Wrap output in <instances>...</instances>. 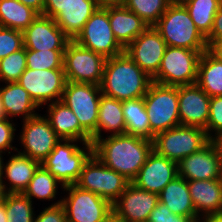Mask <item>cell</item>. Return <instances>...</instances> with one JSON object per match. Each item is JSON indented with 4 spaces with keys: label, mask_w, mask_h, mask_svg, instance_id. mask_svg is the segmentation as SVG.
<instances>
[{
    "label": "cell",
    "mask_w": 222,
    "mask_h": 222,
    "mask_svg": "<svg viewBox=\"0 0 222 222\" xmlns=\"http://www.w3.org/2000/svg\"><path fill=\"white\" fill-rule=\"evenodd\" d=\"M152 151V140L127 133L102 137L93 143V154L130 182L136 178Z\"/></svg>",
    "instance_id": "obj_1"
},
{
    "label": "cell",
    "mask_w": 222,
    "mask_h": 222,
    "mask_svg": "<svg viewBox=\"0 0 222 222\" xmlns=\"http://www.w3.org/2000/svg\"><path fill=\"white\" fill-rule=\"evenodd\" d=\"M152 78L148 76L124 51L106 59L101 92L120 101L142 98Z\"/></svg>",
    "instance_id": "obj_2"
},
{
    "label": "cell",
    "mask_w": 222,
    "mask_h": 222,
    "mask_svg": "<svg viewBox=\"0 0 222 222\" xmlns=\"http://www.w3.org/2000/svg\"><path fill=\"white\" fill-rule=\"evenodd\" d=\"M154 28L167 46L187 48L201 54L208 48L206 38L197 29L182 3H170Z\"/></svg>",
    "instance_id": "obj_3"
},
{
    "label": "cell",
    "mask_w": 222,
    "mask_h": 222,
    "mask_svg": "<svg viewBox=\"0 0 222 222\" xmlns=\"http://www.w3.org/2000/svg\"><path fill=\"white\" fill-rule=\"evenodd\" d=\"M77 142L80 141L61 139L41 162V165L63 186L76 184L84 164L93 155L92 143H83V147L80 148Z\"/></svg>",
    "instance_id": "obj_4"
},
{
    "label": "cell",
    "mask_w": 222,
    "mask_h": 222,
    "mask_svg": "<svg viewBox=\"0 0 222 222\" xmlns=\"http://www.w3.org/2000/svg\"><path fill=\"white\" fill-rule=\"evenodd\" d=\"M150 122V140L161 132L180 125L178 86L151 82L143 97Z\"/></svg>",
    "instance_id": "obj_5"
},
{
    "label": "cell",
    "mask_w": 222,
    "mask_h": 222,
    "mask_svg": "<svg viewBox=\"0 0 222 222\" xmlns=\"http://www.w3.org/2000/svg\"><path fill=\"white\" fill-rule=\"evenodd\" d=\"M209 142L210 138L205 129L179 125L158 133L153 140V150L179 163L186 156L201 150Z\"/></svg>",
    "instance_id": "obj_6"
},
{
    "label": "cell",
    "mask_w": 222,
    "mask_h": 222,
    "mask_svg": "<svg viewBox=\"0 0 222 222\" xmlns=\"http://www.w3.org/2000/svg\"><path fill=\"white\" fill-rule=\"evenodd\" d=\"M200 56L201 53L196 50L167 46L152 81L170 86L195 84Z\"/></svg>",
    "instance_id": "obj_7"
},
{
    "label": "cell",
    "mask_w": 222,
    "mask_h": 222,
    "mask_svg": "<svg viewBox=\"0 0 222 222\" xmlns=\"http://www.w3.org/2000/svg\"><path fill=\"white\" fill-rule=\"evenodd\" d=\"M68 196L62 198L67 222H107L112 216V205L91 191L76 184L63 187Z\"/></svg>",
    "instance_id": "obj_8"
},
{
    "label": "cell",
    "mask_w": 222,
    "mask_h": 222,
    "mask_svg": "<svg viewBox=\"0 0 222 222\" xmlns=\"http://www.w3.org/2000/svg\"><path fill=\"white\" fill-rule=\"evenodd\" d=\"M130 181L120 173L108 168L94 154L84 164L76 185L93 192L111 205L124 192Z\"/></svg>",
    "instance_id": "obj_9"
},
{
    "label": "cell",
    "mask_w": 222,
    "mask_h": 222,
    "mask_svg": "<svg viewBox=\"0 0 222 222\" xmlns=\"http://www.w3.org/2000/svg\"><path fill=\"white\" fill-rule=\"evenodd\" d=\"M106 58L71 40L64 51L66 81L101 85Z\"/></svg>",
    "instance_id": "obj_10"
},
{
    "label": "cell",
    "mask_w": 222,
    "mask_h": 222,
    "mask_svg": "<svg viewBox=\"0 0 222 222\" xmlns=\"http://www.w3.org/2000/svg\"><path fill=\"white\" fill-rule=\"evenodd\" d=\"M74 41L106 59L120 55L125 48L116 40L109 23L108 7L98 8Z\"/></svg>",
    "instance_id": "obj_11"
},
{
    "label": "cell",
    "mask_w": 222,
    "mask_h": 222,
    "mask_svg": "<svg viewBox=\"0 0 222 222\" xmlns=\"http://www.w3.org/2000/svg\"><path fill=\"white\" fill-rule=\"evenodd\" d=\"M100 85L67 81L61 101L77 116L80 125L92 135L97 128Z\"/></svg>",
    "instance_id": "obj_12"
},
{
    "label": "cell",
    "mask_w": 222,
    "mask_h": 222,
    "mask_svg": "<svg viewBox=\"0 0 222 222\" xmlns=\"http://www.w3.org/2000/svg\"><path fill=\"white\" fill-rule=\"evenodd\" d=\"M38 107L61 101L66 84L64 69L32 70L26 68L17 81Z\"/></svg>",
    "instance_id": "obj_13"
},
{
    "label": "cell",
    "mask_w": 222,
    "mask_h": 222,
    "mask_svg": "<svg viewBox=\"0 0 222 222\" xmlns=\"http://www.w3.org/2000/svg\"><path fill=\"white\" fill-rule=\"evenodd\" d=\"M19 139L24 150L18 151L17 149V152L40 163L61 140L52 129L48 119L40 114L23 121Z\"/></svg>",
    "instance_id": "obj_14"
},
{
    "label": "cell",
    "mask_w": 222,
    "mask_h": 222,
    "mask_svg": "<svg viewBox=\"0 0 222 222\" xmlns=\"http://www.w3.org/2000/svg\"><path fill=\"white\" fill-rule=\"evenodd\" d=\"M158 203V194L141 189L130 182L112 204V216L122 222H146Z\"/></svg>",
    "instance_id": "obj_15"
},
{
    "label": "cell",
    "mask_w": 222,
    "mask_h": 222,
    "mask_svg": "<svg viewBox=\"0 0 222 222\" xmlns=\"http://www.w3.org/2000/svg\"><path fill=\"white\" fill-rule=\"evenodd\" d=\"M167 44L160 33L149 26L126 48L127 55L151 78L160 68Z\"/></svg>",
    "instance_id": "obj_16"
},
{
    "label": "cell",
    "mask_w": 222,
    "mask_h": 222,
    "mask_svg": "<svg viewBox=\"0 0 222 222\" xmlns=\"http://www.w3.org/2000/svg\"><path fill=\"white\" fill-rule=\"evenodd\" d=\"M24 47L34 51L65 50L71 39L54 19L38 15L23 31Z\"/></svg>",
    "instance_id": "obj_17"
},
{
    "label": "cell",
    "mask_w": 222,
    "mask_h": 222,
    "mask_svg": "<svg viewBox=\"0 0 222 222\" xmlns=\"http://www.w3.org/2000/svg\"><path fill=\"white\" fill-rule=\"evenodd\" d=\"M180 125L206 129L210 97L195 83L178 86Z\"/></svg>",
    "instance_id": "obj_18"
},
{
    "label": "cell",
    "mask_w": 222,
    "mask_h": 222,
    "mask_svg": "<svg viewBox=\"0 0 222 222\" xmlns=\"http://www.w3.org/2000/svg\"><path fill=\"white\" fill-rule=\"evenodd\" d=\"M177 176L178 163L153 150L132 183L141 189L159 194Z\"/></svg>",
    "instance_id": "obj_19"
},
{
    "label": "cell",
    "mask_w": 222,
    "mask_h": 222,
    "mask_svg": "<svg viewBox=\"0 0 222 222\" xmlns=\"http://www.w3.org/2000/svg\"><path fill=\"white\" fill-rule=\"evenodd\" d=\"M178 176L187 181L222 179V169L216 151L209 142L201 150L178 163Z\"/></svg>",
    "instance_id": "obj_20"
},
{
    "label": "cell",
    "mask_w": 222,
    "mask_h": 222,
    "mask_svg": "<svg viewBox=\"0 0 222 222\" xmlns=\"http://www.w3.org/2000/svg\"><path fill=\"white\" fill-rule=\"evenodd\" d=\"M45 117L55 133L64 140L91 143V135L80 125L77 116L62 101L49 103Z\"/></svg>",
    "instance_id": "obj_21"
},
{
    "label": "cell",
    "mask_w": 222,
    "mask_h": 222,
    "mask_svg": "<svg viewBox=\"0 0 222 222\" xmlns=\"http://www.w3.org/2000/svg\"><path fill=\"white\" fill-rule=\"evenodd\" d=\"M188 188L199 217L222 213V179L188 181Z\"/></svg>",
    "instance_id": "obj_22"
},
{
    "label": "cell",
    "mask_w": 222,
    "mask_h": 222,
    "mask_svg": "<svg viewBox=\"0 0 222 222\" xmlns=\"http://www.w3.org/2000/svg\"><path fill=\"white\" fill-rule=\"evenodd\" d=\"M98 8L94 0H68L63 10L53 19L58 27L74 40Z\"/></svg>",
    "instance_id": "obj_23"
},
{
    "label": "cell",
    "mask_w": 222,
    "mask_h": 222,
    "mask_svg": "<svg viewBox=\"0 0 222 222\" xmlns=\"http://www.w3.org/2000/svg\"><path fill=\"white\" fill-rule=\"evenodd\" d=\"M109 23L116 40L126 48L149 26L123 5L108 7Z\"/></svg>",
    "instance_id": "obj_24"
},
{
    "label": "cell",
    "mask_w": 222,
    "mask_h": 222,
    "mask_svg": "<svg viewBox=\"0 0 222 222\" xmlns=\"http://www.w3.org/2000/svg\"><path fill=\"white\" fill-rule=\"evenodd\" d=\"M41 165L37 160L31 159L19 152L12 155L7 163L3 164L1 179L9 181V187L6 186L7 193H23L35 171Z\"/></svg>",
    "instance_id": "obj_25"
},
{
    "label": "cell",
    "mask_w": 222,
    "mask_h": 222,
    "mask_svg": "<svg viewBox=\"0 0 222 222\" xmlns=\"http://www.w3.org/2000/svg\"><path fill=\"white\" fill-rule=\"evenodd\" d=\"M158 197L159 202L166 205L173 214L190 217L194 222L201 218L192 203L188 181L180 176L169 182Z\"/></svg>",
    "instance_id": "obj_26"
},
{
    "label": "cell",
    "mask_w": 222,
    "mask_h": 222,
    "mask_svg": "<svg viewBox=\"0 0 222 222\" xmlns=\"http://www.w3.org/2000/svg\"><path fill=\"white\" fill-rule=\"evenodd\" d=\"M102 130L109 131L110 136L124 134L126 130L122 101L103 94L99 101L97 128L91 135L92 144L103 137Z\"/></svg>",
    "instance_id": "obj_27"
},
{
    "label": "cell",
    "mask_w": 222,
    "mask_h": 222,
    "mask_svg": "<svg viewBox=\"0 0 222 222\" xmlns=\"http://www.w3.org/2000/svg\"><path fill=\"white\" fill-rule=\"evenodd\" d=\"M0 96L6 116L10 120L14 116H22L24 121L38 114L35 110L39 107L18 82L6 83L0 87Z\"/></svg>",
    "instance_id": "obj_28"
},
{
    "label": "cell",
    "mask_w": 222,
    "mask_h": 222,
    "mask_svg": "<svg viewBox=\"0 0 222 222\" xmlns=\"http://www.w3.org/2000/svg\"><path fill=\"white\" fill-rule=\"evenodd\" d=\"M196 84L209 96H222V60L209 49L198 62Z\"/></svg>",
    "instance_id": "obj_29"
},
{
    "label": "cell",
    "mask_w": 222,
    "mask_h": 222,
    "mask_svg": "<svg viewBox=\"0 0 222 222\" xmlns=\"http://www.w3.org/2000/svg\"><path fill=\"white\" fill-rule=\"evenodd\" d=\"M38 15L19 0H0V27L23 32Z\"/></svg>",
    "instance_id": "obj_30"
},
{
    "label": "cell",
    "mask_w": 222,
    "mask_h": 222,
    "mask_svg": "<svg viewBox=\"0 0 222 222\" xmlns=\"http://www.w3.org/2000/svg\"><path fill=\"white\" fill-rule=\"evenodd\" d=\"M122 111L126 125L125 133L150 140V122L143 97L122 101Z\"/></svg>",
    "instance_id": "obj_31"
},
{
    "label": "cell",
    "mask_w": 222,
    "mask_h": 222,
    "mask_svg": "<svg viewBox=\"0 0 222 222\" xmlns=\"http://www.w3.org/2000/svg\"><path fill=\"white\" fill-rule=\"evenodd\" d=\"M221 2L222 0H185L182 2L197 29L205 38L212 30L214 17Z\"/></svg>",
    "instance_id": "obj_32"
},
{
    "label": "cell",
    "mask_w": 222,
    "mask_h": 222,
    "mask_svg": "<svg viewBox=\"0 0 222 222\" xmlns=\"http://www.w3.org/2000/svg\"><path fill=\"white\" fill-rule=\"evenodd\" d=\"M61 185L63 189L62 183L53 176L50 172H48L42 165L38 167L35 171L33 178L31 179L27 189L23 192V194L28 197L31 201L33 198L48 200H54L57 195L58 185Z\"/></svg>",
    "instance_id": "obj_33"
},
{
    "label": "cell",
    "mask_w": 222,
    "mask_h": 222,
    "mask_svg": "<svg viewBox=\"0 0 222 222\" xmlns=\"http://www.w3.org/2000/svg\"><path fill=\"white\" fill-rule=\"evenodd\" d=\"M170 3V0H124L122 5L137 14L148 26H154Z\"/></svg>",
    "instance_id": "obj_34"
},
{
    "label": "cell",
    "mask_w": 222,
    "mask_h": 222,
    "mask_svg": "<svg viewBox=\"0 0 222 222\" xmlns=\"http://www.w3.org/2000/svg\"><path fill=\"white\" fill-rule=\"evenodd\" d=\"M33 201L23 193H8L5 198L7 222H33Z\"/></svg>",
    "instance_id": "obj_35"
},
{
    "label": "cell",
    "mask_w": 222,
    "mask_h": 222,
    "mask_svg": "<svg viewBox=\"0 0 222 222\" xmlns=\"http://www.w3.org/2000/svg\"><path fill=\"white\" fill-rule=\"evenodd\" d=\"M65 50L34 51L26 49L27 68L32 70L64 69Z\"/></svg>",
    "instance_id": "obj_36"
},
{
    "label": "cell",
    "mask_w": 222,
    "mask_h": 222,
    "mask_svg": "<svg viewBox=\"0 0 222 222\" xmlns=\"http://www.w3.org/2000/svg\"><path fill=\"white\" fill-rule=\"evenodd\" d=\"M26 68V48L23 47L0 60V81L17 82Z\"/></svg>",
    "instance_id": "obj_37"
},
{
    "label": "cell",
    "mask_w": 222,
    "mask_h": 222,
    "mask_svg": "<svg viewBox=\"0 0 222 222\" xmlns=\"http://www.w3.org/2000/svg\"><path fill=\"white\" fill-rule=\"evenodd\" d=\"M23 47L22 31L0 27V60Z\"/></svg>",
    "instance_id": "obj_38"
},
{
    "label": "cell",
    "mask_w": 222,
    "mask_h": 222,
    "mask_svg": "<svg viewBox=\"0 0 222 222\" xmlns=\"http://www.w3.org/2000/svg\"><path fill=\"white\" fill-rule=\"evenodd\" d=\"M205 131L209 138L222 133V96L210 97L209 118Z\"/></svg>",
    "instance_id": "obj_39"
},
{
    "label": "cell",
    "mask_w": 222,
    "mask_h": 222,
    "mask_svg": "<svg viewBox=\"0 0 222 222\" xmlns=\"http://www.w3.org/2000/svg\"><path fill=\"white\" fill-rule=\"evenodd\" d=\"M148 222H194L190 217L173 214L170 209L158 203L150 213Z\"/></svg>",
    "instance_id": "obj_40"
},
{
    "label": "cell",
    "mask_w": 222,
    "mask_h": 222,
    "mask_svg": "<svg viewBox=\"0 0 222 222\" xmlns=\"http://www.w3.org/2000/svg\"><path fill=\"white\" fill-rule=\"evenodd\" d=\"M62 199L52 203L34 218L33 222H67L65 209L61 205Z\"/></svg>",
    "instance_id": "obj_41"
},
{
    "label": "cell",
    "mask_w": 222,
    "mask_h": 222,
    "mask_svg": "<svg viewBox=\"0 0 222 222\" xmlns=\"http://www.w3.org/2000/svg\"><path fill=\"white\" fill-rule=\"evenodd\" d=\"M11 122L12 120L10 121L9 119L0 120V151L4 152V154L5 151H8V154L11 153L10 150L17 151V148L12 146L16 127Z\"/></svg>",
    "instance_id": "obj_42"
},
{
    "label": "cell",
    "mask_w": 222,
    "mask_h": 222,
    "mask_svg": "<svg viewBox=\"0 0 222 222\" xmlns=\"http://www.w3.org/2000/svg\"><path fill=\"white\" fill-rule=\"evenodd\" d=\"M220 40H222V2L214 17L212 30L206 37L208 48H210L216 41Z\"/></svg>",
    "instance_id": "obj_43"
},
{
    "label": "cell",
    "mask_w": 222,
    "mask_h": 222,
    "mask_svg": "<svg viewBox=\"0 0 222 222\" xmlns=\"http://www.w3.org/2000/svg\"><path fill=\"white\" fill-rule=\"evenodd\" d=\"M68 0H45L43 16L54 18L66 6Z\"/></svg>",
    "instance_id": "obj_44"
},
{
    "label": "cell",
    "mask_w": 222,
    "mask_h": 222,
    "mask_svg": "<svg viewBox=\"0 0 222 222\" xmlns=\"http://www.w3.org/2000/svg\"><path fill=\"white\" fill-rule=\"evenodd\" d=\"M210 143L212 144V146L216 151L222 169V133L210 137Z\"/></svg>",
    "instance_id": "obj_45"
},
{
    "label": "cell",
    "mask_w": 222,
    "mask_h": 222,
    "mask_svg": "<svg viewBox=\"0 0 222 222\" xmlns=\"http://www.w3.org/2000/svg\"><path fill=\"white\" fill-rule=\"evenodd\" d=\"M25 6L35 10L39 15H43L45 0H19Z\"/></svg>",
    "instance_id": "obj_46"
},
{
    "label": "cell",
    "mask_w": 222,
    "mask_h": 222,
    "mask_svg": "<svg viewBox=\"0 0 222 222\" xmlns=\"http://www.w3.org/2000/svg\"><path fill=\"white\" fill-rule=\"evenodd\" d=\"M99 8L113 7L122 5L124 0H94Z\"/></svg>",
    "instance_id": "obj_47"
},
{
    "label": "cell",
    "mask_w": 222,
    "mask_h": 222,
    "mask_svg": "<svg viewBox=\"0 0 222 222\" xmlns=\"http://www.w3.org/2000/svg\"><path fill=\"white\" fill-rule=\"evenodd\" d=\"M209 50L222 60V40L216 41Z\"/></svg>",
    "instance_id": "obj_48"
},
{
    "label": "cell",
    "mask_w": 222,
    "mask_h": 222,
    "mask_svg": "<svg viewBox=\"0 0 222 222\" xmlns=\"http://www.w3.org/2000/svg\"><path fill=\"white\" fill-rule=\"evenodd\" d=\"M199 222H222V213L204 216L201 219H199Z\"/></svg>",
    "instance_id": "obj_49"
},
{
    "label": "cell",
    "mask_w": 222,
    "mask_h": 222,
    "mask_svg": "<svg viewBox=\"0 0 222 222\" xmlns=\"http://www.w3.org/2000/svg\"><path fill=\"white\" fill-rule=\"evenodd\" d=\"M4 182L5 181L2 180L1 177H0V204L4 203L5 198L8 194L7 191H6V185H8V184H5Z\"/></svg>",
    "instance_id": "obj_50"
},
{
    "label": "cell",
    "mask_w": 222,
    "mask_h": 222,
    "mask_svg": "<svg viewBox=\"0 0 222 222\" xmlns=\"http://www.w3.org/2000/svg\"><path fill=\"white\" fill-rule=\"evenodd\" d=\"M0 222H7L5 203L0 204Z\"/></svg>",
    "instance_id": "obj_51"
},
{
    "label": "cell",
    "mask_w": 222,
    "mask_h": 222,
    "mask_svg": "<svg viewBox=\"0 0 222 222\" xmlns=\"http://www.w3.org/2000/svg\"><path fill=\"white\" fill-rule=\"evenodd\" d=\"M5 119H8V118L6 116V112H5L4 106L2 104V98L0 96V120H5Z\"/></svg>",
    "instance_id": "obj_52"
},
{
    "label": "cell",
    "mask_w": 222,
    "mask_h": 222,
    "mask_svg": "<svg viewBox=\"0 0 222 222\" xmlns=\"http://www.w3.org/2000/svg\"><path fill=\"white\" fill-rule=\"evenodd\" d=\"M3 153H4V152H1V151H0V177H1V175H2L3 164H4V159H2V158H3V156H2Z\"/></svg>",
    "instance_id": "obj_53"
},
{
    "label": "cell",
    "mask_w": 222,
    "mask_h": 222,
    "mask_svg": "<svg viewBox=\"0 0 222 222\" xmlns=\"http://www.w3.org/2000/svg\"><path fill=\"white\" fill-rule=\"evenodd\" d=\"M107 222H122L111 216V218Z\"/></svg>",
    "instance_id": "obj_54"
},
{
    "label": "cell",
    "mask_w": 222,
    "mask_h": 222,
    "mask_svg": "<svg viewBox=\"0 0 222 222\" xmlns=\"http://www.w3.org/2000/svg\"><path fill=\"white\" fill-rule=\"evenodd\" d=\"M185 0H170V2L172 3H182L184 2Z\"/></svg>",
    "instance_id": "obj_55"
}]
</instances>
